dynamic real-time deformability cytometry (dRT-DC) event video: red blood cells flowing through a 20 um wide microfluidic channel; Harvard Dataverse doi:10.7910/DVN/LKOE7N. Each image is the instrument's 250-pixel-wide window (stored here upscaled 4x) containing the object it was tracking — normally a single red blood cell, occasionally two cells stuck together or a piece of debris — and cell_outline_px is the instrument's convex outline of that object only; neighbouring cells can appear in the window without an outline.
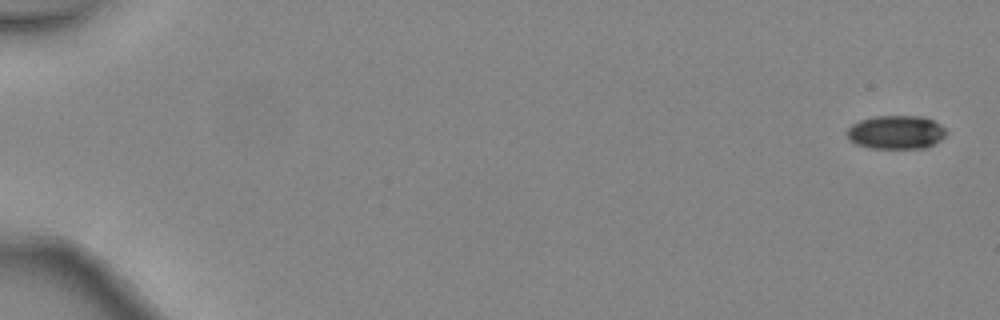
{"species": "common noctule bat (a hibernating species)", "species_latin": "Nyctalus noctula", "temperature_condition": "warm", "stored_images_in_passage": 5, "camera_frame_rate_fps": 3000, "um_per_image_px": 0.085, "animal": {"sex": "female", "body_mass_g": 24.6, "forearm_length_mm": 56.2}, "frame": {"image": 1, "passage_image": 1, "time_ms": 0.0, "image_size_px": [1000, 320], "cell_outline_px": [[948, 132], [940, 140], [924, 148], [868, 148], [856, 144], [848, 140], [844, 132], [852, 124], [860, 120], [872, 116], [924, 116], [940, 124]], "centroid_in_image_um": [76.11, 11.23], "position_along_channel_um": 8.9, "area_um2": 19.65}}
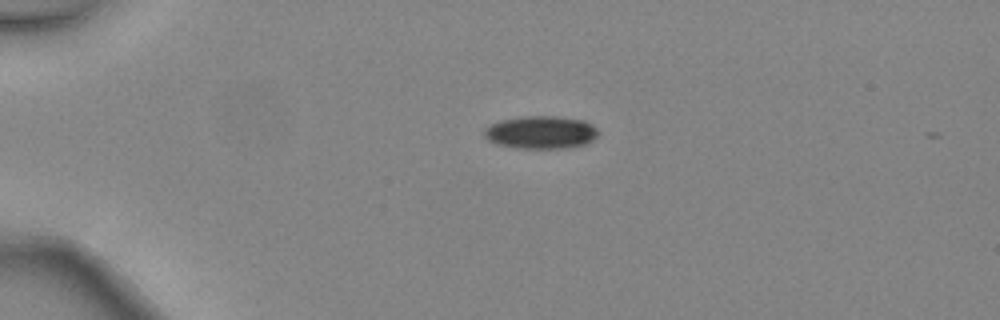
{"frame": {"image": 2, "passage_image": 4, "time_ms": 1.0, "image_size_px": [1000, 320], "cell_outline_px": [[600, 132], [592, 140], [584, 144], [568, 148], [516, 148], [496, 144], [488, 140], [484, 136], [484, 128], [500, 120], [524, 116], [556, 116], [584, 120], [592, 124]], "centroid_in_image_um": [45.97, 11.25], "position_along_channel_um": 39.0, "area_um2": 21.91}}
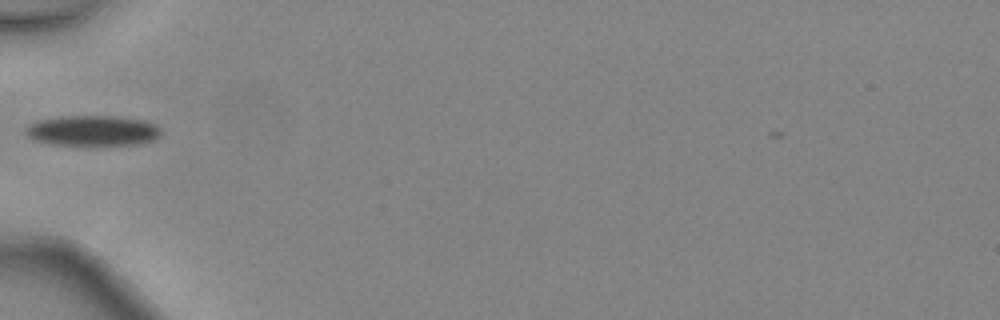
{"frame": {"image": 3, "passage_image": 5, "time_ms": 1.333, "image_size_px": [1000, 320], "cell_outline_px": [[160, 136], [152, 140], [140, 144], [92, 148], [52, 144], [36, 140], [28, 136], [24, 132], [24, 128], [28, 124], [40, 120], [64, 116], [116, 116], [144, 120], [156, 124], [160, 128]], "centroid_in_image_um": [7.89, 11.15], "position_along_channel_um": 77.1, "area_um2": 25.03}}